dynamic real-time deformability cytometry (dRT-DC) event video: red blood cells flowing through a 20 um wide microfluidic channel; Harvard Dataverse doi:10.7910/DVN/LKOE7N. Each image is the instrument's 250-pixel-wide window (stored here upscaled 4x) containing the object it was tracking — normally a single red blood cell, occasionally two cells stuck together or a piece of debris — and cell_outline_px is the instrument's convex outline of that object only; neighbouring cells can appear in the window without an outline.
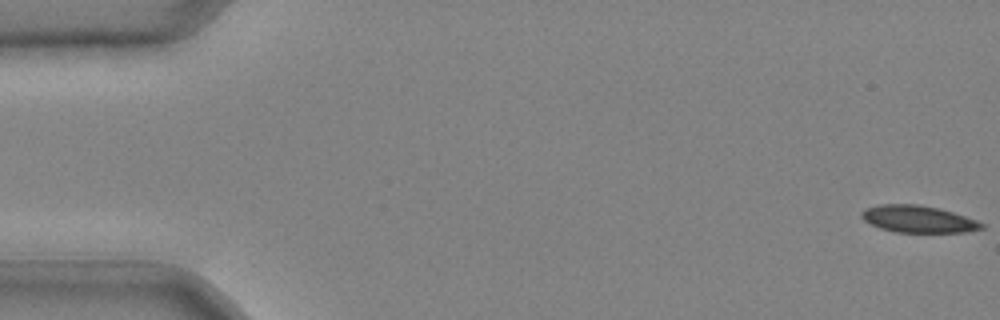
{"species": "common noctule bat (a hibernating species)", "species_latin": "Nyctalus noctula", "temperature_condition": "cold", "stored_images_in_passage": 13, "camera_frame_rate_fps": 3000, "um_per_image_px": 0.085, "animal": {"sex": "male", "body_mass_g": 20.4}, "frame": {"image": 1, "passage_image": 1, "time_ms": 0.0, "image_size_px": [1000, 320], "cell_outline_px": [[984, 228], [964, 232], [896, 232], [880, 228], [864, 220], [860, 216], [860, 212], [864, 208], [880, 204], [920, 204], [940, 208], [976, 220], [984, 224]], "centroid_in_image_um": [78.01, 18.61], "position_along_channel_um": 7.0, "area_um2": 18.9}}
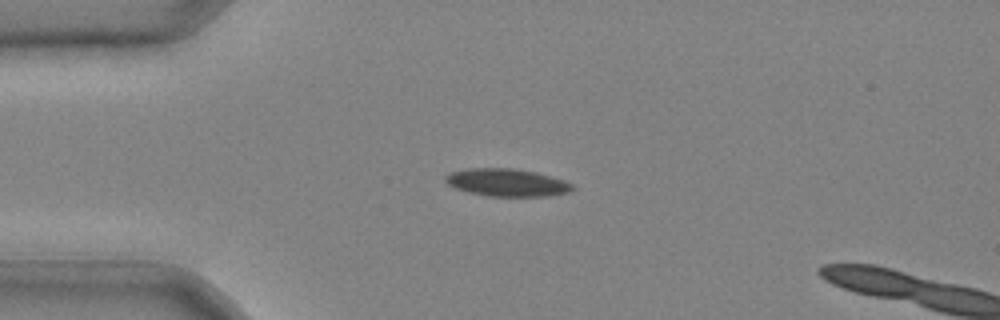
{"frame": {"image": 2, "passage_image": 11, "time_ms": 3.333, "image_size_px": [1000, 320], "cell_outline_px": [[576, 188], [568, 192], [548, 196], [488, 196], [468, 192], [456, 188], [448, 184], [444, 180], [444, 176], [448, 172], [468, 168], [512, 168], [536, 172], [564, 180], [572, 184]], "centroid_in_image_um": [43.06, 15.51], "position_along_channel_um": 41.9, "area_um2": 20.52}}